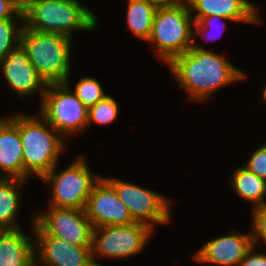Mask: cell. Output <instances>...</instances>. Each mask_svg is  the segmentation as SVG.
<instances>
[{
	"mask_svg": "<svg viewBox=\"0 0 266 266\" xmlns=\"http://www.w3.org/2000/svg\"><path fill=\"white\" fill-rule=\"evenodd\" d=\"M26 180L18 178L0 179V227L4 230H17L20 226L16 218L20 210V191Z\"/></svg>",
	"mask_w": 266,
	"mask_h": 266,
	"instance_id": "ac0fdd59",
	"label": "cell"
},
{
	"mask_svg": "<svg viewBox=\"0 0 266 266\" xmlns=\"http://www.w3.org/2000/svg\"><path fill=\"white\" fill-rule=\"evenodd\" d=\"M23 27L24 18L0 20V61L20 44Z\"/></svg>",
	"mask_w": 266,
	"mask_h": 266,
	"instance_id": "44dd1931",
	"label": "cell"
},
{
	"mask_svg": "<svg viewBox=\"0 0 266 266\" xmlns=\"http://www.w3.org/2000/svg\"><path fill=\"white\" fill-rule=\"evenodd\" d=\"M192 17L218 15L235 22L260 24L257 6L249 0H186ZM194 13V14H193Z\"/></svg>",
	"mask_w": 266,
	"mask_h": 266,
	"instance_id": "9a60e30c",
	"label": "cell"
},
{
	"mask_svg": "<svg viewBox=\"0 0 266 266\" xmlns=\"http://www.w3.org/2000/svg\"><path fill=\"white\" fill-rule=\"evenodd\" d=\"M19 130L22 143L24 180L30 175L40 179L59 162L66 138L60 135L40 114L17 113L9 118Z\"/></svg>",
	"mask_w": 266,
	"mask_h": 266,
	"instance_id": "7a4b0ae2",
	"label": "cell"
},
{
	"mask_svg": "<svg viewBox=\"0 0 266 266\" xmlns=\"http://www.w3.org/2000/svg\"><path fill=\"white\" fill-rule=\"evenodd\" d=\"M98 17L79 0H40L24 16V27L72 39L76 31H93Z\"/></svg>",
	"mask_w": 266,
	"mask_h": 266,
	"instance_id": "277c9868",
	"label": "cell"
},
{
	"mask_svg": "<svg viewBox=\"0 0 266 266\" xmlns=\"http://www.w3.org/2000/svg\"><path fill=\"white\" fill-rule=\"evenodd\" d=\"M150 1H153V2H155V3L158 4V5H164V4L175 3V2H177L178 0H150Z\"/></svg>",
	"mask_w": 266,
	"mask_h": 266,
	"instance_id": "f546056e",
	"label": "cell"
},
{
	"mask_svg": "<svg viewBox=\"0 0 266 266\" xmlns=\"http://www.w3.org/2000/svg\"><path fill=\"white\" fill-rule=\"evenodd\" d=\"M263 99L266 101V86L264 87V90L262 91Z\"/></svg>",
	"mask_w": 266,
	"mask_h": 266,
	"instance_id": "4dcf8cb0",
	"label": "cell"
},
{
	"mask_svg": "<svg viewBox=\"0 0 266 266\" xmlns=\"http://www.w3.org/2000/svg\"><path fill=\"white\" fill-rule=\"evenodd\" d=\"M158 4L150 0H129L126 23L133 35L148 42Z\"/></svg>",
	"mask_w": 266,
	"mask_h": 266,
	"instance_id": "ffe728a7",
	"label": "cell"
},
{
	"mask_svg": "<svg viewBox=\"0 0 266 266\" xmlns=\"http://www.w3.org/2000/svg\"><path fill=\"white\" fill-rule=\"evenodd\" d=\"M68 83H50L40 99V115L64 138L83 132L88 123V108L69 88Z\"/></svg>",
	"mask_w": 266,
	"mask_h": 266,
	"instance_id": "52a82bcc",
	"label": "cell"
},
{
	"mask_svg": "<svg viewBox=\"0 0 266 266\" xmlns=\"http://www.w3.org/2000/svg\"><path fill=\"white\" fill-rule=\"evenodd\" d=\"M119 104L110 95L105 96L101 101L88 109V123H97L100 125L112 124L119 113Z\"/></svg>",
	"mask_w": 266,
	"mask_h": 266,
	"instance_id": "7402d4cb",
	"label": "cell"
},
{
	"mask_svg": "<svg viewBox=\"0 0 266 266\" xmlns=\"http://www.w3.org/2000/svg\"><path fill=\"white\" fill-rule=\"evenodd\" d=\"M57 167L56 165L41 178L52 188V197L48 205L85 210L88 197L102 176L93 175L83 156L77 157L64 170L58 171Z\"/></svg>",
	"mask_w": 266,
	"mask_h": 266,
	"instance_id": "8992f818",
	"label": "cell"
},
{
	"mask_svg": "<svg viewBox=\"0 0 266 266\" xmlns=\"http://www.w3.org/2000/svg\"><path fill=\"white\" fill-rule=\"evenodd\" d=\"M0 69L8 87L19 97L25 98L39 91L43 98L48 84L31 64L21 44L0 61Z\"/></svg>",
	"mask_w": 266,
	"mask_h": 266,
	"instance_id": "4fadbf2b",
	"label": "cell"
},
{
	"mask_svg": "<svg viewBox=\"0 0 266 266\" xmlns=\"http://www.w3.org/2000/svg\"><path fill=\"white\" fill-rule=\"evenodd\" d=\"M85 212L94 228L135 223L129 209L104 176L93 187Z\"/></svg>",
	"mask_w": 266,
	"mask_h": 266,
	"instance_id": "8fae6325",
	"label": "cell"
},
{
	"mask_svg": "<svg viewBox=\"0 0 266 266\" xmlns=\"http://www.w3.org/2000/svg\"><path fill=\"white\" fill-rule=\"evenodd\" d=\"M244 167L266 180V143L252 152Z\"/></svg>",
	"mask_w": 266,
	"mask_h": 266,
	"instance_id": "484cf974",
	"label": "cell"
},
{
	"mask_svg": "<svg viewBox=\"0 0 266 266\" xmlns=\"http://www.w3.org/2000/svg\"><path fill=\"white\" fill-rule=\"evenodd\" d=\"M11 18H24V16L18 14L13 9L9 0H0V20H6Z\"/></svg>",
	"mask_w": 266,
	"mask_h": 266,
	"instance_id": "f1b7e54d",
	"label": "cell"
},
{
	"mask_svg": "<svg viewBox=\"0 0 266 266\" xmlns=\"http://www.w3.org/2000/svg\"><path fill=\"white\" fill-rule=\"evenodd\" d=\"M193 19H194V27H195L194 33L196 35L197 34L201 35V37L203 39H206L207 41H214L219 36V35L215 36L213 34L211 35V33L209 35L206 34V32L208 33V30L210 28L215 27V25L219 24V26H221L223 29H221V31L217 32V33H220V36H221L223 33L222 31H224V29H226V24L224 22L231 21L227 18L218 16V15H212V16H208V17H193ZM224 20H227V21H224ZM211 32L214 33L213 30Z\"/></svg>",
	"mask_w": 266,
	"mask_h": 266,
	"instance_id": "cb8c5ba5",
	"label": "cell"
},
{
	"mask_svg": "<svg viewBox=\"0 0 266 266\" xmlns=\"http://www.w3.org/2000/svg\"><path fill=\"white\" fill-rule=\"evenodd\" d=\"M104 178L113 186L118 198L127 206L135 222L154 229L155 224L167 225L171 220L172 200L129 181Z\"/></svg>",
	"mask_w": 266,
	"mask_h": 266,
	"instance_id": "30bf717a",
	"label": "cell"
},
{
	"mask_svg": "<svg viewBox=\"0 0 266 266\" xmlns=\"http://www.w3.org/2000/svg\"><path fill=\"white\" fill-rule=\"evenodd\" d=\"M193 27L194 19L186 0L159 5L148 41L154 43L157 56L168 64L193 46Z\"/></svg>",
	"mask_w": 266,
	"mask_h": 266,
	"instance_id": "3957f363",
	"label": "cell"
},
{
	"mask_svg": "<svg viewBox=\"0 0 266 266\" xmlns=\"http://www.w3.org/2000/svg\"><path fill=\"white\" fill-rule=\"evenodd\" d=\"M252 233H235L207 241L194 254L193 259L200 263L219 266H239L242 259L253 246Z\"/></svg>",
	"mask_w": 266,
	"mask_h": 266,
	"instance_id": "5bb4252c",
	"label": "cell"
},
{
	"mask_svg": "<svg viewBox=\"0 0 266 266\" xmlns=\"http://www.w3.org/2000/svg\"><path fill=\"white\" fill-rule=\"evenodd\" d=\"M35 266H95L92 246H77L58 237L34 235Z\"/></svg>",
	"mask_w": 266,
	"mask_h": 266,
	"instance_id": "7c38bea8",
	"label": "cell"
},
{
	"mask_svg": "<svg viewBox=\"0 0 266 266\" xmlns=\"http://www.w3.org/2000/svg\"><path fill=\"white\" fill-rule=\"evenodd\" d=\"M154 229L143 223L94 228L92 259L95 266H102L96 256L106 258H130L146 246Z\"/></svg>",
	"mask_w": 266,
	"mask_h": 266,
	"instance_id": "9c48e42d",
	"label": "cell"
},
{
	"mask_svg": "<svg viewBox=\"0 0 266 266\" xmlns=\"http://www.w3.org/2000/svg\"><path fill=\"white\" fill-rule=\"evenodd\" d=\"M0 169L2 178L24 180L22 143L18 127L7 117L0 120Z\"/></svg>",
	"mask_w": 266,
	"mask_h": 266,
	"instance_id": "2e32d148",
	"label": "cell"
},
{
	"mask_svg": "<svg viewBox=\"0 0 266 266\" xmlns=\"http://www.w3.org/2000/svg\"><path fill=\"white\" fill-rule=\"evenodd\" d=\"M251 216L253 244L258 245L260 239L266 244V202L254 207Z\"/></svg>",
	"mask_w": 266,
	"mask_h": 266,
	"instance_id": "d4e9b609",
	"label": "cell"
},
{
	"mask_svg": "<svg viewBox=\"0 0 266 266\" xmlns=\"http://www.w3.org/2000/svg\"><path fill=\"white\" fill-rule=\"evenodd\" d=\"M39 1L40 0H9L13 9L22 16H25V14Z\"/></svg>",
	"mask_w": 266,
	"mask_h": 266,
	"instance_id": "83f0119b",
	"label": "cell"
},
{
	"mask_svg": "<svg viewBox=\"0 0 266 266\" xmlns=\"http://www.w3.org/2000/svg\"><path fill=\"white\" fill-rule=\"evenodd\" d=\"M73 92L88 109L108 95L101 83L92 77L80 78L75 84Z\"/></svg>",
	"mask_w": 266,
	"mask_h": 266,
	"instance_id": "603a6c76",
	"label": "cell"
},
{
	"mask_svg": "<svg viewBox=\"0 0 266 266\" xmlns=\"http://www.w3.org/2000/svg\"><path fill=\"white\" fill-rule=\"evenodd\" d=\"M34 214L32 235H50L77 246H92L94 226L85 210L47 207Z\"/></svg>",
	"mask_w": 266,
	"mask_h": 266,
	"instance_id": "ba28073f",
	"label": "cell"
},
{
	"mask_svg": "<svg viewBox=\"0 0 266 266\" xmlns=\"http://www.w3.org/2000/svg\"><path fill=\"white\" fill-rule=\"evenodd\" d=\"M253 245L252 248L247 252L245 257L242 259L239 266H266V253H256Z\"/></svg>",
	"mask_w": 266,
	"mask_h": 266,
	"instance_id": "4316f807",
	"label": "cell"
},
{
	"mask_svg": "<svg viewBox=\"0 0 266 266\" xmlns=\"http://www.w3.org/2000/svg\"><path fill=\"white\" fill-rule=\"evenodd\" d=\"M31 240L21 228L5 230L0 236V266H35Z\"/></svg>",
	"mask_w": 266,
	"mask_h": 266,
	"instance_id": "e0dca14e",
	"label": "cell"
},
{
	"mask_svg": "<svg viewBox=\"0 0 266 266\" xmlns=\"http://www.w3.org/2000/svg\"><path fill=\"white\" fill-rule=\"evenodd\" d=\"M56 33H45L23 27L20 44L26 50L38 74L50 83H69L71 41Z\"/></svg>",
	"mask_w": 266,
	"mask_h": 266,
	"instance_id": "5b68a950",
	"label": "cell"
},
{
	"mask_svg": "<svg viewBox=\"0 0 266 266\" xmlns=\"http://www.w3.org/2000/svg\"><path fill=\"white\" fill-rule=\"evenodd\" d=\"M229 181L234 192L244 201L255 205L266 202V180L260 178L244 166L237 167Z\"/></svg>",
	"mask_w": 266,
	"mask_h": 266,
	"instance_id": "d6986e66",
	"label": "cell"
},
{
	"mask_svg": "<svg viewBox=\"0 0 266 266\" xmlns=\"http://www.w3.org/2000/svg\"><path fill=\"white\" fill-rule=\"evenodd\" d=\"M197 42L194 39L193 46L188 51L167 64L189 99L206 101L220 87L246 78V73L225 59V56L216 54Z\"/></svg>",
	"mask_w": 266,
	"mask_h": 266,
	"instance_id": "6da1fadb",
	"label": "cell"
},
{
	"mask_svg": "<svg viewBox=\"0 0 266 266\" xmlns=\"http://www.w3.org/2000/svg\"><path fill=\"white\" fill-rule=\"evenodd\" d=\"M5 230L3 228L0 227V236L1 234L4 232Z\"/></svg>",
	"mask_w": 266,
	"mask_h": 266,
	"instance_id": "1f68e13d",
	"label": "cell"
}]
</instances>
